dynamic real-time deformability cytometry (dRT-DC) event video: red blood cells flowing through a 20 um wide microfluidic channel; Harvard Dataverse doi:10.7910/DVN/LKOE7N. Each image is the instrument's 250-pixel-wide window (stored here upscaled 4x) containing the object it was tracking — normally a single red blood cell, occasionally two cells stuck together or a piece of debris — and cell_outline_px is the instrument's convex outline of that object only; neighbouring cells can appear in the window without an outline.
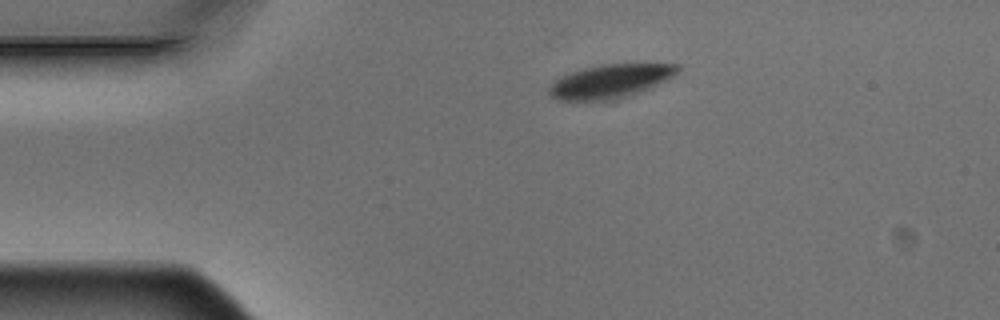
{"species": "Egyptian fruit bat (a non-hibernating species)", "species_latin": "Rousettus aegyptiacus", "temperature_condition": "warm", "stored_images_in_passage": 3, "camera_frame_rate_fps": 3000, "um_per_image_px": 0.085, "animal": {"sex": "male"}, "frame": {"image": 1, "passage_image": 1, "time_ms": 0.0, "image_size_px": [1000, 320], "cell_outline_px": [[680, 68], [672, 76], [648, 88], [628, 96], [616, 100], [560, 100], [552, 96], [548, 92], [548, 88], [560, 76], [584, 68], [600, 64], [680, 64]], "centroid_in_image_um": [51.85, 6.9], "position_along_channel_um": 33.2, "area_um2": 24.8}}
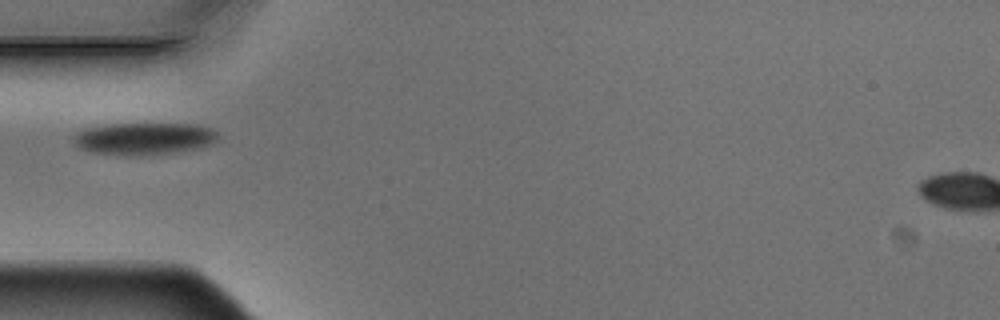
{"frame": {"image": 2, "passage_image": 3, "time_ms": 0.667, "image_size_px": [1000, 320], "cell_outline_px": [[216, 140], [208, 144], [196, 148], [172, 152], [144, 156], [124, 156], [92, 152], [80, 148], [72, 140], [72, 136], [76, 132], [84, 128], [104, 124], [200, 124], [212, 128], [216, 132]], "centroid_in_image_um": [12.16, 11.78], "position_along_channel_um": 72.8, "area_um2": 27.22}}